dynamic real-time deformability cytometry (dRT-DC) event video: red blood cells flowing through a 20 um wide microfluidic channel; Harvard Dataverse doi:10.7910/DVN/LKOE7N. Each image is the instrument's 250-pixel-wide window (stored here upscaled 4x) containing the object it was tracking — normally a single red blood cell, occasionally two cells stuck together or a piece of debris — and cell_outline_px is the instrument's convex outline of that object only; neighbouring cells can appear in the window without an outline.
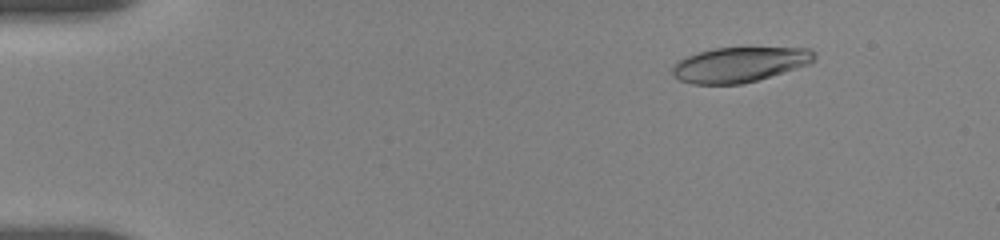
{"species": "human", "species_latin": "Homo sapiens", "temperature_condition": "room temperature", "stored_images_in_passage": 12, "camera_frame_rate_fps": 3000, "um_per_image_px": 0.085, "donor": {"sex": "female"}, "frame": {"image": 1, "passage_image": 3, "time_ms": 1.667, "image_size_px": [1000, 240], "cell_outline_px": [[816, 60], [808, 64], [796, 68], [756, 80], [740, 84], [692, 84], [680, 80], [672, 76], [672, 64], [688, 56], [712, 48], [808, 48], [816, 52]], "centroid_in_image_um": [62.85, 5.49], "position_along_channel_um": 22.2, "area_um2": 28.78}}
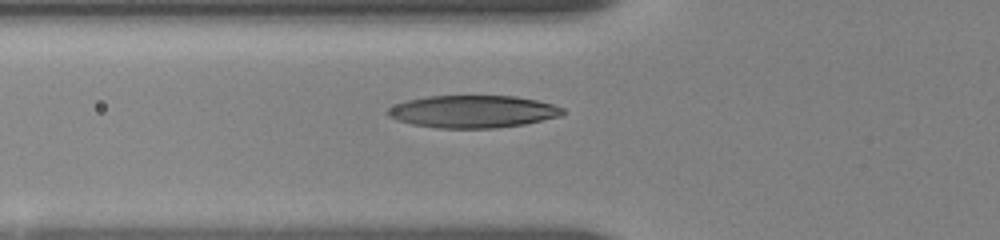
{"frame": {"image": 2, "passage_image": 9, "time_ms": 6.0, "image_size_px": [1000, 240], "cell_outline_px": [[564, 112], [560, 116], [524, 124], [496, 128], [436, 128], [412, 124], [396, 120], [388, 116], [384, 112], [388, 108], [396, 104], [408, 100], [428, 96], [516, 96], [536, 100], [552, 104], [564, 108]], "centroid_in_image_um": [40.16, 9.48], "position_along_channel_um": 85.6, "area_um2": 33.06}}
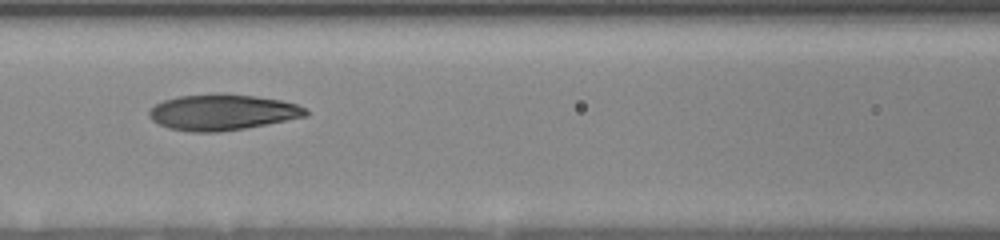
{"frame": {"image": 3, "passage_image": 11, "time_ms": 7.667, "image_size_px": [1000, 240], "cell_outline_px": [[308, 116], [244, 128], [216, 132], [188, 132], [168, 128], [152, 120], [148, 116], [148, 112], [156, 104], [164, 100], [176, 96], [216, 92], [224, 92], [256, 96], [280, 100], [296, 104], [308, 108]], "centroid_in_image_um": [18.89, 9.52], "position_along_channel_um": 147.7, "area_um2": 33.12}}